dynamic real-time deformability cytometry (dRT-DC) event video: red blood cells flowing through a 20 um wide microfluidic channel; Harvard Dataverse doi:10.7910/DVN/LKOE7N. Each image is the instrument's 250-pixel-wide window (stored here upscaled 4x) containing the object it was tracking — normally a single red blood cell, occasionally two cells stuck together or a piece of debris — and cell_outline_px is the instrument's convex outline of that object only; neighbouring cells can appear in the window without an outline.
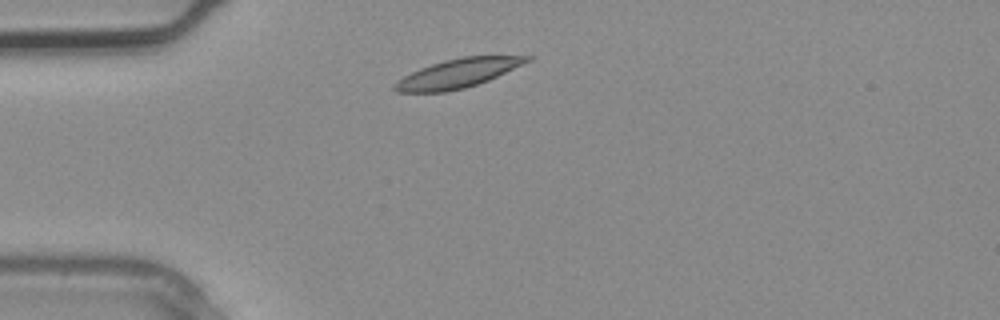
{"species": "common noctule bat (a hibernating species)", "species_latin": "Nyctalus noctula", "temperature_condition": "warm", "stored_images_in_passage": 1, "camera_frame_rate_fps": 3000, "um_per_image_px": 0.085, "animal": {"sex": "male", "body_mass_g": 20.4}, "frame": {"image": 1, "passage_image": 1, "time_ms": 0.0, "image_size_px": [1000, 320], "cell_outline_px": [[532, 60], [488, 80], [464, 88], [444, 92], [396, 92], [392, 88], [392, 84], [396, 80], [420, 68], [444, 60], [464, 56], [532, 56]], "centroid_in_image_um": [38.87, 6.24], "position_along_channel_um": 46.1, "area_um2": 22.14}}